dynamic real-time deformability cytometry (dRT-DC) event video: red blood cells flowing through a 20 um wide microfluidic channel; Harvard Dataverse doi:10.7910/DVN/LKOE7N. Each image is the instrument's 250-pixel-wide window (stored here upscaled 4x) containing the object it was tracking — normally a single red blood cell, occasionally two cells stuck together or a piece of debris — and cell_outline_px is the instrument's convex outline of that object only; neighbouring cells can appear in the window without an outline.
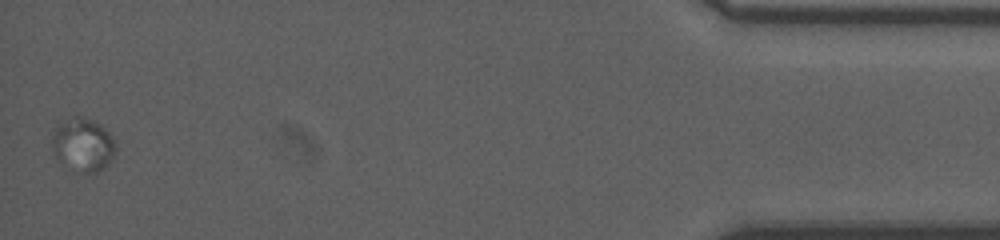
{"species": "human", "species_latin": "Homo sapiens", "temperature_condition": "room temperature", "stored_images_in_passage": 36, "camera_frame_rate_fps": 3000, "um_per_image_px": 0.085, "donor": {"sex": "male"}, "frame": {"image": 1, "passage_image": 36, "time_ms": 11.667, "image_size_px": [1000, 240], "cell_outline_px": [[116, 152], [108, 164], [104, 168], [96, 172], [84, 172], [60, 160], [56, 156], [52, 148], [52, 136], [56, 128], [76, 116], [80, 116], [92, 120], [100, 124], [112, 136], [116, 144]], "centroid_in_image_um": [7.12, 12.29], "position_along_channel_um": 428.1, "area_um2": 19.02}}